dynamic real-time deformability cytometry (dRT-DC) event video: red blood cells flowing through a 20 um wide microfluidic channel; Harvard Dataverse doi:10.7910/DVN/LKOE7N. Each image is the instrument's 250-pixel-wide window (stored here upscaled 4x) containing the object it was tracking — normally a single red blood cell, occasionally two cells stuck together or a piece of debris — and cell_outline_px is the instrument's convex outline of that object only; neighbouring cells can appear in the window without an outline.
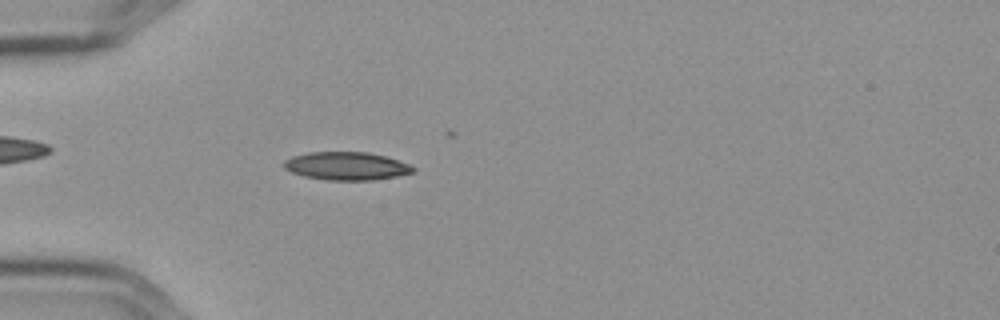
{"species": "Egyptian fruit bat (a non-hibernating species)", "species_latin": "Rousettus aegyptiacus", "temperature_condition": "cold", "stored_images_in_passage": 5, "camera_frame_rate_fps": 3000, "um_per_image_px": 0.085, "frame": {"image": 1, "passage_image": 5, "time_ms": 1.333, "image_size_px": [1000, 320], "cell_outline_px": [[416, 168], [412, 172], [396, 176], [372, 180], [328, 180], [304, 176], [292, 172], [284, 168], [284, 160], [292, 156], [308, 152], [368, 152], [384, 156], [408, 164]], "centroid_in_image_um": [29.41, 14.11], "position_along_channel_um": 55.6, "area_um2": 20.92}}